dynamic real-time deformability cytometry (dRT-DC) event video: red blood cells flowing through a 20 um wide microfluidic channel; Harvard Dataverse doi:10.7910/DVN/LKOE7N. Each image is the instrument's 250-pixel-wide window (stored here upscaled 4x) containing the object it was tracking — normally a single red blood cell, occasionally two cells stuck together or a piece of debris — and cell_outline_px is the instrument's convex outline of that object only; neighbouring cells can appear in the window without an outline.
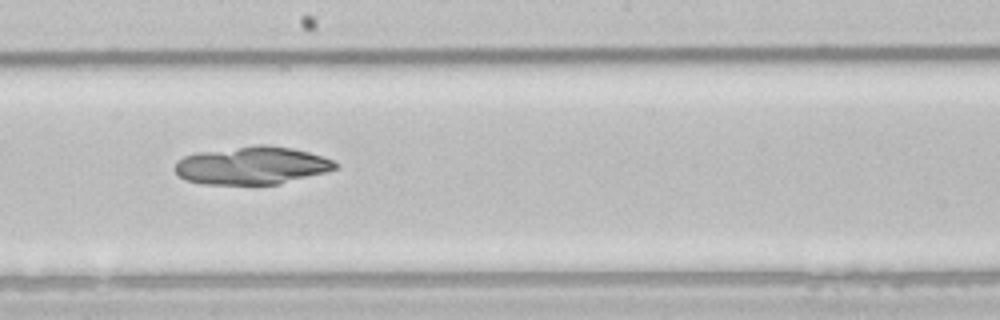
{"species": "common noctule bat (a hibernating species)", "species_latin": "Nyctalus noctula", "temperature_condition": "room temperature", "stored_images_in_passage": 39, "camera_frame_rate_fps": 3000, "um_per_image_px": 0.085, "animal": {"sex": "male", "body_mass_g": 21.5, "forearm_length_mm": 52.0}, "frame": {"image": 1, "passage_image": 16, "time_ms": 5.0, "image_size_px": [1000, 320], "cell_outline_px": [[336, 168], [324, 172], [280, 184], [200, 184], [184, 180], [172, 168], [176, 160], [184, 156], [196, 152], [256, 144], [268, 144], [292, 148], [308, 152], [332, 160], [336, 164]], "centroid_in_image_um": [21.32, 14.06], "position_along_channel_um": 226.9, "area_um2": 35.55}}
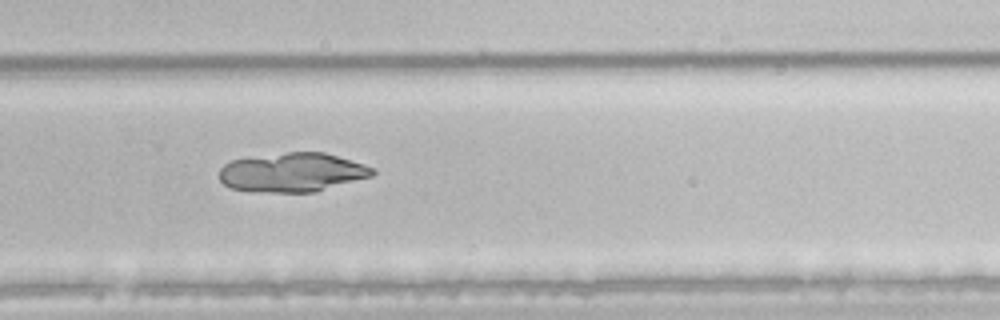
{"frame": {"image": 2, "passage_image": 22, "time_ms": 7.0, "image_size_px": [1000, 320], "cell_outline_px": [[376, 172], [372, 176], [316, 192], [248, 192], [232, 188], [224, 184], [220, 180], [220, 168], [224, 164], [232, 160], [288, 152], [324, 152], [364, 164], [376, 168]], "centroid_in_image_um": [24.87, 14.66], "position_along_channel_um": 304.9, "area_um2": 34.91}}